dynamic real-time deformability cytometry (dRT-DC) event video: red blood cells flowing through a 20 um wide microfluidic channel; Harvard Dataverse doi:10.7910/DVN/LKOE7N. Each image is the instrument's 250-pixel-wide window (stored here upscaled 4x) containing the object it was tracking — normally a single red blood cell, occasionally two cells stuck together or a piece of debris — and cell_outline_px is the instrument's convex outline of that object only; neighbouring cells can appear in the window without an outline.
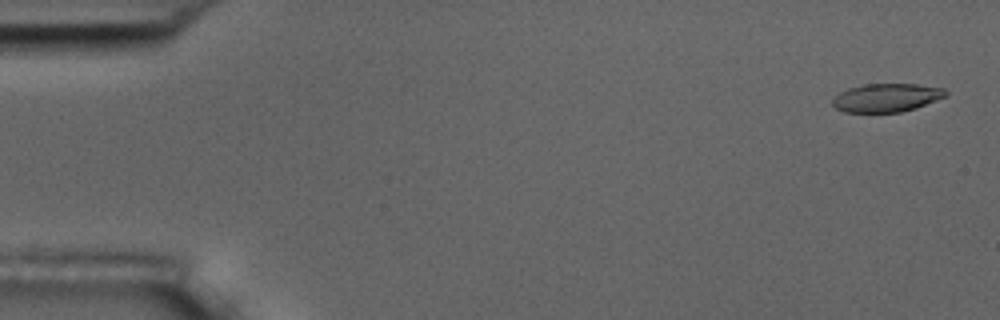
{"species": "common noctule bat (a hibernating species)", "species_latin": "Nyctalus noctula", "temperature_condition": "room temperature", "stored_images_in_passage": 6, "camera_frame_rate_fps": 3000, "um_per_image_px": 0.085, "animal": {"sex": "male", "body_mass_g": 17.5, "forearm_length_mm": 52.3}, "frame": {"image": 1, "passage_image": 1, "time_ms": 0.0, "image_size_px": [1000, 320], "cell_outline_px": [[948, 96], [916, 108], [900, 112], [844, 112], [836, 108], [832, 104], [832, 100], [840, 92], [848, 88], [864, 84], [916, 84], [944, 88], [948, 92]], "centroid_in_image_um": [75.38, 8.3], "position_along_channel_um": 9.6, "area_um2": 18.79}}
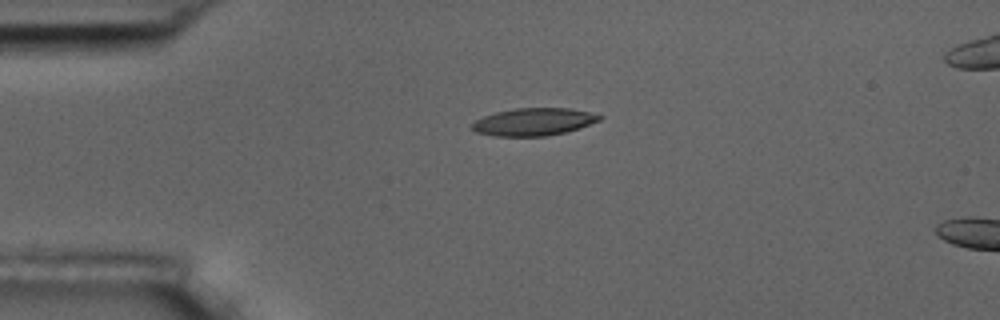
{"frame": {"image": 2, "passage_image": 4, "time_ms": 3.667, "image_size_px": [1000, 320], "cell_outline_px": [[604, 116], [600, 120], [580, 128], [564, 132], [544, 136], [496, 136], [476, 132], [472, 128], [472, 124], [476, 120], [484, 116], [496, 112], [516, 108], [568, 108], [588, 112]], "centroid_in_image_um": [45.37, 10.35], "position_along_channel_um": 39.6, "area_um2": 20.23}}